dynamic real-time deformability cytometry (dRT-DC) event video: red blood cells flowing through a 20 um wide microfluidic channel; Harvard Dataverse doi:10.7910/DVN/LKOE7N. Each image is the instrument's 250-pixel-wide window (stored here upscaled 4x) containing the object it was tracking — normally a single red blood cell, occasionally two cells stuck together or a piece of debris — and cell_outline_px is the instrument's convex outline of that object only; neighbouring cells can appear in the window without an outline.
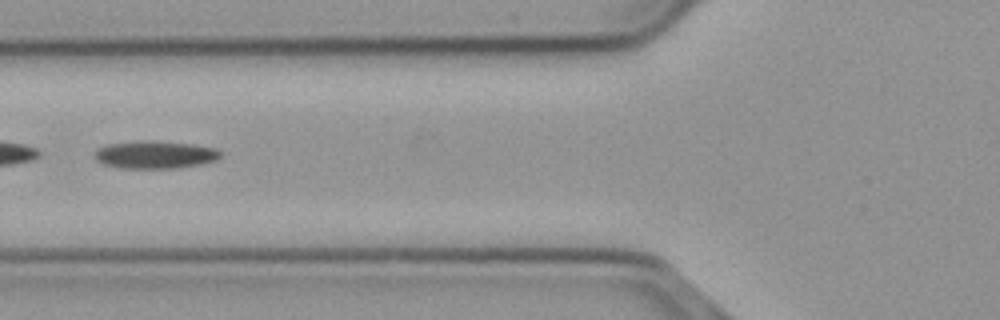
{"species": "common noctule bat (a hibernating species)", "species_latin": "Nyctalus noctula", "temperature_condition": "cold", "stored_images_in_passage": 39, "camera_frame_rate_fps": 3000, "um_per_image_px": 0.085, "animal": {"sex": "male", "body_mass_g": 23.1, "forearm_length_mm": 52.7}, "frame": {"image": 1, "passage_image": 6, "time_ms": 1.667, "image_size_px": [1000, 320], "cell_outline_px": [[220, 156], [216, 160], [200, 164], [180, 168], [120, 168], [104, 164], [96, 160], [96, 152], [100, 148], [108, 144], [140, 140], [144, 140], [192, 144], [216, 148], [220, 152]], "centroid_in_image_um": [13.19, 13.15], "position_along_channel_um": 112.6, "area_um2": 20.11}}